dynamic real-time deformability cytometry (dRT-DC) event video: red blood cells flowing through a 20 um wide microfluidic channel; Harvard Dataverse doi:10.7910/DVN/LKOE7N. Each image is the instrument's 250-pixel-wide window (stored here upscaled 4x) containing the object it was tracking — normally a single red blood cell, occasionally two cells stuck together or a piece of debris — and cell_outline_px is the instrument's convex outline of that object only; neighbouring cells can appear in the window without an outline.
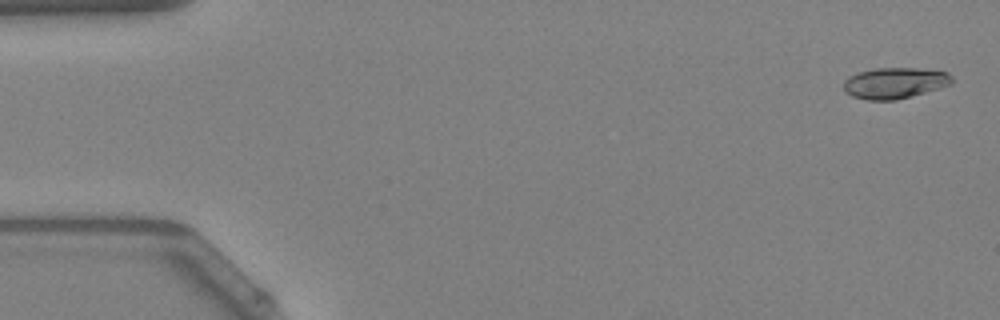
{"species": "Egyptian fruit bat (a non-hibernating species)", "species_latin": "Rousettus aegyptiacus", "temperature_condition": "warm", "stored_images_in_passage": 52, "camera_frame_rate_fps": 3000, "um_per_image_px": 0.085, "animal": {"sex": "female"}, "frame": {"image": 1, "passage_image": 2, "time_ms": 0.333, "image_size_px": [1000, 320], "cell_outline_px": [[952, 84], [896, 100], [864, 100], [852, 96], [844, 92], [844, 80], [848, 76], [860, 72], [876, 68], [920, 68], [948, 72], [952, 76]], "centroid_in_image_um": [76.03, 7.05], "position_along_channel_um": 9.0, "area_um2": 19.59}}
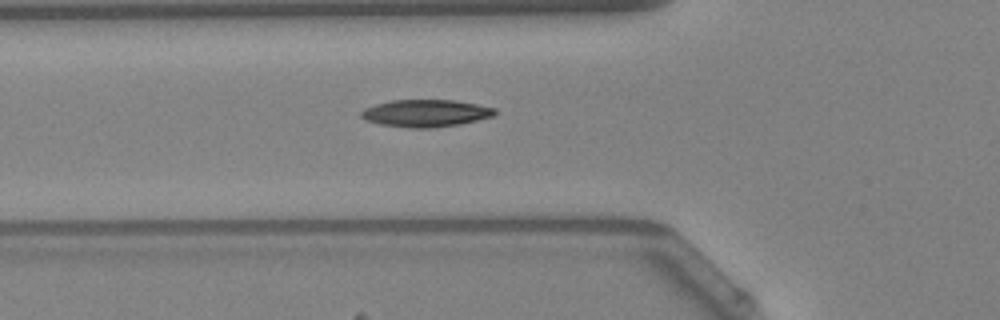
{"frame": {"image": 2, "passage_image": 19, "time_ms": 6.0, "image_size_px": [1000, 320], "cell_outline_px": [[496, 112], [492, 116], [460, 124], [432, 128], [408, 128], [380, 124], [364, 120], [360, 116], [360, 112], [364, 108], [376, 104], [392, 100], [456, 100], [496, 108]], "centroid_in_image_um": [36.15, 9.62], "position_along_channel_um": 89.7, "area_um2": 21.27}}
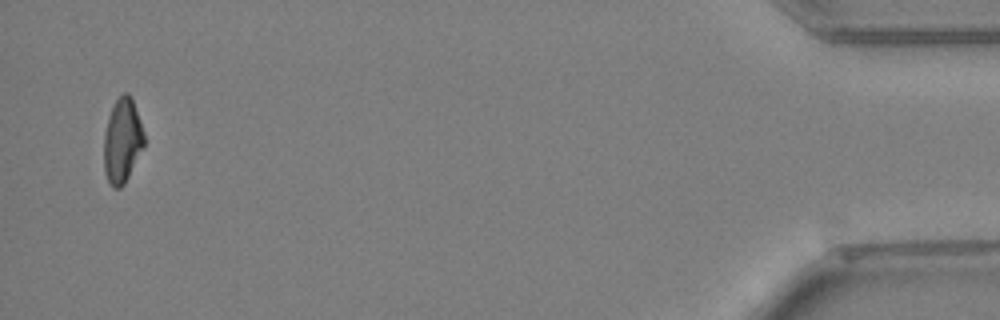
{"frame": {"image": 3, "passage_image": 51, "time_ms": 16.667, "image_size_px": [1000, 320], "cell_outline_px": [[144, 144], [124, 184], [120, 188], [112, 188], [104, 172], [104, 132], [108, 116], [116, 100], [124, 92], [128, 92], [132, 96], [144, 132]], "centroid_in_image_um": [10.38, 11.93], "position_along_channel_um": 424.8, "area_um2": 19.71}, "authors_computed_cell_mechanics": {"area_um2": 20.2589, "velocity_mm_per_s": 3.9545, "shape_relaxation_time_tau1_ms": 6.2745, "shape_relaxation_time_tau2_ms": 5.9499, "deformation_change_tau1": 0.1812, "deformation_change_tau2": 0.1188}}